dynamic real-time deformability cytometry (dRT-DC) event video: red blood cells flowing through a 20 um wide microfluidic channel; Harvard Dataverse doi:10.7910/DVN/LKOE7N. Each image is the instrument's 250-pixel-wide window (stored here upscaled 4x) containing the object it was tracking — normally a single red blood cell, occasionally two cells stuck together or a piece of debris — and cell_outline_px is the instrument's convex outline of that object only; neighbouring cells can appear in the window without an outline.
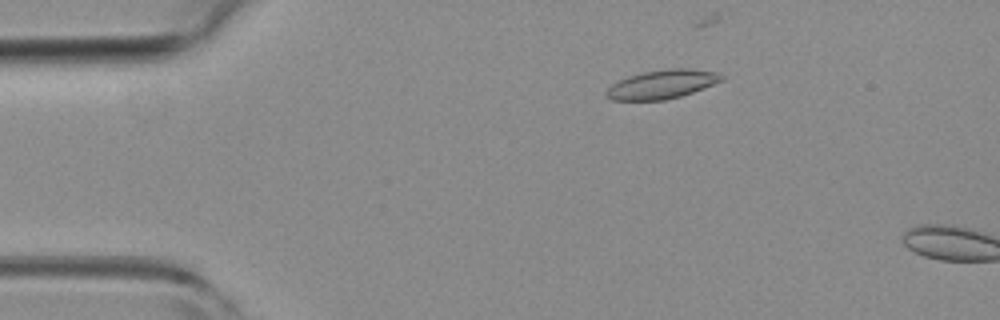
{"species": "common noctule bat (a hibernating species)", "species_latin": "Nyctalus noctula", "temperature_condition": "room temperature", "stored_images_in_passage": 8, "camera_frame_rate_fps": 3000, "um_per_image_px": 0.085, "animal": {"sex": "female", "body_mass_g": 19.3, "forearm_length_mm": 54.1}, "frame": {"image": 1, "passage_image": 2, "time_ms": 0.333, "image_size_px": [1000, 320], "cell_outline_px": [[724, 80], [692, 92], [680, 96], [664, 100], [612, 100], [604, 92], [612, 84], [628, 76], [644, 72], [668, 68], [688, 68], [716, 72], [724, 76]], "centroid_in_image_um": [56.28, 7.16], "position_along_channel_um": 28.7, "area_um2": 19.19}}